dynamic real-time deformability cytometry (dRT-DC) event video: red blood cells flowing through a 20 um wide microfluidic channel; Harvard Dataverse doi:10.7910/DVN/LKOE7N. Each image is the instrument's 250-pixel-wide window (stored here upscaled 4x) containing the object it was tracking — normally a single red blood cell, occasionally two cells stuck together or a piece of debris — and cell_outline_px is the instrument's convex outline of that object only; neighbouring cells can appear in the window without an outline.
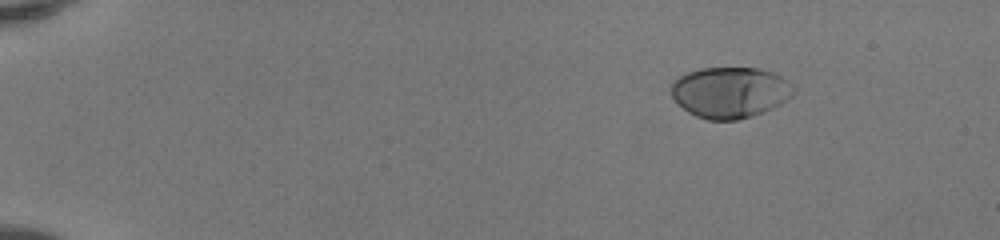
{"species": "human", "species_latin": "Homo sapiens", "temperature_condition": "room temperature", "stored_images_in_passage": 45, "camera_frame_rate_fps": 3000, "um_per_image_px": 0.085, "donor": {"sex": "female"}, "frame": {"image": 1, "passage_image": 1, "time_ms": 0.0, "image_size_px": [1000, 240], "cell_outline_px": [[796, 92], [792, 96], [780, 104], [772, 108], [752, 116], [736, 120], [708, 120], [696, 116], [688, 112], [672, 96], [668, 88], [680, 76], [688, 72], [700, 68], [760, 68], [772, 72], [780, 76], [796, 88]], "centroid_in_image_um": [62.06, 7.85], "position_along_channel_um": 22.9, "area_um2": 36.36}}
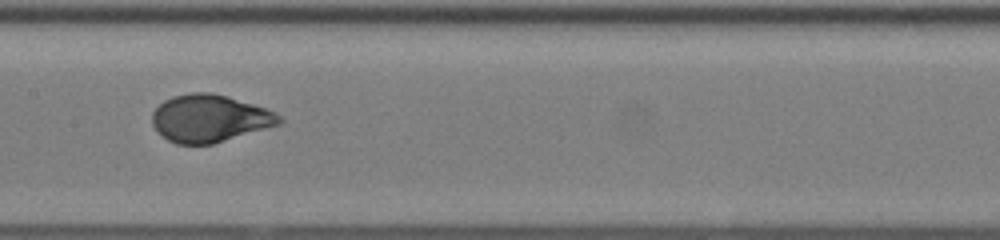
{"frame": {"image": 2, "passage_image": 22, "time_ms": 7.0, "image_size_px": [1000, 240], "cell_outline_px": [[284, 120], [280, 124], [212, 144], [176, 144], [168, 140], [152, 124], [152, 112], [164, 100], [172, 96], [192, 92], [212, 92], [228, 96], [276, 112]], "centroid_in_image_um": [17.81, 10.05], "position_along_channel_um": 189.6, "area_um2": 34.91}}
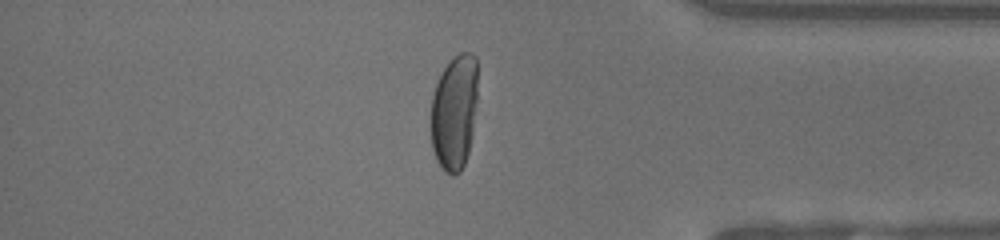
{"frame": {"image": 3, "passage_image": 38, "time_ms": 12.333, "image_size_px": [1000, 240], "cell_outline_px": [[476, 100], [472, 136], [468, 152], [464, 164], [460, 172], [456, 176], [452, 176], [444, 172], [436, 160], [432, 148], [432, 96], [436, 84], [444, 68], [452, 56], [460, 52], [472, 52], [476, 56]], "centroid_in_image_um": [38.62, 9.55], "position_along_channel_um": 396.6, "area_um2": 31.44}, "authors_computed_cell_mechanics": {"area_um2": 35.6048, "velocity_mm_per_s": 4.1505, "shape_relaxation_time_tau1_ms": 4.2741, "shape_relaxation_time_tau2_ms": null, "deformation_change_tau1": 0.2137, "deformation_change_tau2": null}}